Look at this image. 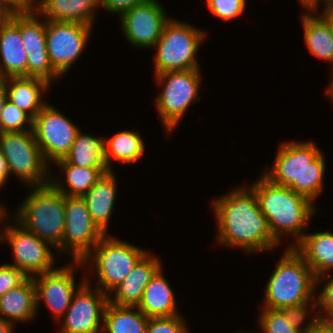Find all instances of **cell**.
Instances as JSON below:
<instances>
[{
  "label": "cell",
  "mask_w": 333,
  "mask_h": 333,
  "mask_svg": "<svg viewBox=\"0 0 333 333\" xmlns=\"http://www.w3.org/2000/svg\"><path fill=\"white\" fill-rule=\"evenodd\" d=\"M293 249L304 259L315 277L333 270V232L305 233Z\"/></svg>",
  "instance_id": "24"
},
{
  "label": "cell",
  "mask_w": 333,
  "mask_h": 333,
  "mask_svg": "<svg viewBox=\"0 0 333 333\" xmlns=\"http://www.w3.org/2000/svg\"><path fill=\"white\" fill-rule=\"evenodd\" d=\"M316 309H318V307H317V298L315 296L314 298L306 302L297 305L286 306L281 308L280 310L283 312V314L289 320V322L293 327L305 333L320 320L318 311L317 312L315 311ZM312 310H314L315 313L312 316V318H310V320H307L309 322H306L305 320L309 318V316L307 315H309L310 314L309 312Z\"/></svg>",
  "instance_id": "31"
},
{
  "label": "cell",
  "mask_w": 333,
  "mask_h": 333,
  "mask_svg": "<svg viewBox=\"0 0 333 333\" xmlns=\"http://www.w3.org/2000/svg\"><path fill=\"white\" fill-rule=\"evenodd\" d=\"M325 1L323 4L324 7L332 5L333 4V0H313L304 10L308 11V12H313V13H317V10L319 12V3Z\"/></svg>",
  "instance_id": "44"
},
{
  "label": "cell",
  "mask_w": 333,
  "mask_h": 333,
  "mask_svg": "<svg viewBox=\"0 0 333 333\" xmlns=\"http://www.w3.org/2000/svg\"><path fill=\"white\" fill-rule=\"evenodd\" d=\"M146 0H99V6L104 8L108 13L112 15H120L125 10H129L134 5L142 3Z\"/></svg>",
  "instance_id": "38"
},
{
  "label": "cell",
  "mask_w": 333,
  "mask_h": 333,
  "mask_svg": "<svg viewBox=\"0 0 333 333\" xmlns=\"http://www.w3.org/2000/svg\"><path fill=\"white\" fill-rule=\"evenodd\" d=\"M1 81L7 93V100L26 112L32 119L47 103L42 97L51 85L45 80L20 76L7 77Z\"/></svg>",
  "instance_id": "20"
},
{
  "label": "cell",
  "mask_w": 333,
  "mask_h": 333,
  "mask_svg": "<svg viewBox=\"0 0 333 333\" xmlns=\"http://www.w3.org/2000/svg\"><path fill=\"white\" fill-rule=\"evenodd\" d=\"M204 30L170 18L154 45V75L166 71L200 69L197 53L206 41Z\"/></svg>",
  "instance_id": "6"
},
{
  "label": "cell",
  "mask_w": 333,
  "mask_h": 333,
  "mask_svg": "<svg viewBox=\"0 0 333 333\" xmlns=\"http://www.w3.org/2000/svg\"><path fill=\"white\" fill-rule=\"evenodd\" d=\"M217 244L247 254L271 251L280 245L273 237L254 191L243 185L212 200Z\"/></svg>",
  "instance_id": "1"
},
{
  "label": "cell",
  "mask_w": 333,
  "mask_h": 333,
  "mask_svg": "<svg viewBox=\"0 0 333 333\" xmlns=\"http://www.w3.org/2000/svg\"><path fill=\"white\" fill-rule=\"evenodd\" d=\"M238 333H260V330H259V332H258V331H257V332H253V331H252V332H247V331H246V332H245V331H240V332H239V331H238Z\"/></svg>",
  "instance_id": "50"
},
{
  "label": "cell",
  "mask_w": 333,
  "mask_h": 333,
  "mask_svg": "<svg viewBox=\"0 0 333 333\" xmlns=\"http://www.w3.org/2000/svg\"><path fill=\"white\" fill-rule=\"evenodd\" d=\"M260 333H303L291 325L280 309L260 308Z\"/></svg>",
  "instance_id": "33"
},
{
  "label": "cell",
  "mask_w": 333,
  "mask_h": 333,
  "mask_svg": "<svg viewBox=\"0 0 333 333\" xmlns=\"http://www.w3.org/2000/svg\"><path fill=\"white\" fill-rule=\"evenodd\" d=\"M247 0H206L209 11L220 20L229 21L243 15Z\"/></svg>",
  "instance_id": "35"
},
{
  "label": "cell",
  "mask_w": 333,
  "mask_h": 333,
  "mask_svg": "<svg viewBox=\"0 0 333 333\" xmlns=\"http://www.w3.org/2000/svg\"><path fill=\"white\" fill-rule=\"evenodd\" d=\"M179 314L171 317H151L144 333H190L187 321Z\"/></svg>",
  "instance_id": "36"
},
{
  "label": "cell",
  "mask_w": 333,
  "mask_h": 333,
  "mask_svg": "<svg viewBox=\"0 0 333 333\" xmlns=\"http://www.w3.org/2000/svg\"><path fill=\"white\" fill-rule=\"evenodd\" d=\"M40 18V19H39ZM42 19V20H41ZM12 20L20 27L27 54V77L45 80L48 84L61 76L53 69L46 45V19L35 11H19Z\"/></svg>",
  "instance_id": "16"
},
{
  "label": "cell",
  "mask_w": 333,
  "mask_h": 333,
  "mask_svg": "<svg viewBox=\"0 0 333 333\" xmlns=\"http://www.w3.org/2000/svg\"><path fill=\"white\" fill-rule=\"evenodd\" d=\"M16 12L6 1L0 0V29L12 19Z\"/></svg>",
  "instance_id": "39"
},
{
  "label": "cell",
  "mask_w": 333,
  "mask_h": 333,
  "mask_svg": "<svg viewBox=\"0 0 333 333\" xmlns=\"http://www.w3.org/2000/svg\"><path fill=\"white\" fill-rule=\"evenodd\" d=\"M54 164L61 168L64 178L52 174L50 171L49 183L65 196L83 197L87 191L103 176L109 168H83L71 165L64 159L57 160Z\"/></svg>",
  "instance_id": "25"
},
{
  "label": "cell",
  "mask_w": 333,
  "mask_h": 333,
  "mask_svg": "<svg viewBox=\"0 0 333 333\" xmlns=\"http://www.w3.org/2000/svg\"><path fill=\"white\" fill-rule=\"evenodd\" d=\"M1 123L2 133L33 131V119L9 100L4 104Z\"/></svg>",
  "instance_id": "32"
},
{
  "label": "cell",
  "mask_w": 333,
  "mask_h": 333,
  "mask_svg": "<svg viewBox=\"0 0 333 333\" xmlns=\"http://www.w3.org/2000/svg\"><path fill=\"white\" fill-rule=\"evenodd\" d=\"M4 185H5V183L0 179V189H3ZM7 210H8L7 207L5 208V205H3V204L0 203V212L1 213H3V212H7L8 213Z\"/></svg>",
  "instance_id": "48"
},
{
  "label": "cell",
  "mask_w": 333,
  "mask_h": 333,
  "mask_svg": "<svg viewBox=\"0 0 333 333\" xmlns=\"http://www.w3.org/2000/svg\"><path fill=\"white\" fill-rule=\"evenodd\" d=\"M6 101H7V93L2 81L0 80V135L2 134L1 114Z\"/></svg>",
  "instance_id": "45"
},
{
  "label": "cell",
  "mask_w": 333,
  "mask_h": 333,
  "mask_svg": "<svg viewBox=\"0 0 333 333\" xmlns=\"http://www.w3.org/2000/svg\"><path fill=\"white\" fill-rule=\"evenodd\" d=\"M148 251L134 266L129 275L108 296L116 306L137 307L145 287L162 267L161 260ZM114 294V295H113ZM113 295V296H112Z\"/></svg>",
  "instance_id": "18"
},
{
  "label": "cell",
  "mask_w": 333,
  "mask_h": 333,
  "mask_svg": "<svg viewBox=\"0 0 333 333\" xmlns=\"http://www.w3.org/2000/svg\"><path fill=\"white\" fill-rule=\"evenodd\" d=\"M158 0H146L125 10L120 17L123 36L136 48L153 49L170 19Z\"/></svg>",
  "instance_id": "17"
},
{
  "label": "cell",
  "mask_w": 333,
  "mask_h": 333,
  "mask_svg": "<svg viewBox=\"0 0 333 333\" xmlns=\"http://www.w3.org/2000/svg\"><path fill=\"white\" fill-rule=\"evenodd\" d=\"M136 130H122L113 137L104 136L105 160L109 171H113V162L134 164L142 159L146 145Z\"/></svg>",
  "instance_id": "27"
},
{
  "label": "cell",
  "mask_w": 333,
  "mask_h": 333,
  "mask_svg": "<svg viewBox=\"0 0 333 333\" xmlns=\"http://www.w3.org/2000/svg\"><path fill=\"white\" fill-rule=\"evenodd\" d=\"M173 288L163 275V266L155 273L145 287L137 308L146 317H171L181 314L178 311Z\"/></svg>",
  "instance_id": "23"
},
{
  "label": "cell",
  "mask_w": 333,
  "mask_h": 333,
  "mask_svg": "<svg viewBox=\"0 0 333 333\" xmlns=\"http://www.w3.org/2000/svg\"><path fill=\"white\" fill-rule=\"evenodd\" d=\"M149 318L137 307L107 303L102 333H144Z\"/></svg>",
  "instance_id": "30"
},
{
  "label": "cell",
  "mask_w": 333,
  "mask_h": 333,
  "mask_svg": "<svg viewBox=\"0 0 333 333\" xmlns=\"http://www.w3.org/2000/svg\"><path fill=\"white\" fill-rule=\"evenodd\" d=\"M331 273L316 277V289L320 282H325L324 287L316 296L318 315L321 321L333 322V276ZM327 277V278H326ZM324 312V313H323Z\"/></svg>",
  "instance_id": "34"
},
{
  "label": "cell",
  "mask_w": 333,
  "mask_h": 333,
  "mask_svg": "<svg viewBox=\"0 0 333 333\" xmlns=\"http://www.w3.org/2000/svg\"><path fill=\"white\" fill-rule=\"evenodd\" d=\"M99 0H36L34 10L46 20L94 26ZM97 9V10H96Z\"/></svg>",
  "instance_id": "19"
},
{
  "label": "cell",
  "mask_w": 333,
  "mask_h": 333,
  "mask_svg": "<svg viewBox=\"0 0 333 333\" xmlns=\"http://www.w3.org/2000/svg\"><path fill=\"white\" fill-rule=\"evenodd\" d=\"M313 0H299L302 4L303 8L305 9Z\"/></svg>",
  "instance_id": "49"
},
{
  "label": "cell",
  "mask_w": 333,
  "mask_h": 333,
  "mask_svg": "<svg viewBox=\"0 0 333 333\" xmlns=\"http://www.w3.org/2000/svg\"><path fill=\"white\" fill-rule=\"evenodd\" d=\"M9 215L7 212L0 213V228L1 223L4 225L0 229V243L1 241L8 243L13 256V262L8 264L22 271L27 277L56 269L54 252L51 250L56 249L34 233L27 231ZM5 219L8 220L7 223Z\"/></svg>",
  "instance_id": "9"
},
{
  "label": "cell",
  "mask_w": 333,
  "mask_h": 333,
  "mask_svg": "<svg viewBox=\"0 0 333 333\" xmlns=\"http://www.w3.org/2000/svg\"><path fill=\"white\" fill-rule=\"evenodd\" d=\"M0 149L10 175L26 186H43L50 181L51 165L43 158L33 131L5 132L0 135Z\"/></svg>",
  "instance_id": "10"
},
{
  "label": "cell",
  "mask_w": 333,
  "mask_h": 333,
  "mask_svg": "<svg viewBox=\"0 0 333 333\" xmlns=\"http://www.w3.org/2000/svg\"><path fill=\"white\" fill-rule=\"evenodd\" d=\"M147 252L126 240L105 234L81 262L88 269L93 267L92 272H95L98 280L94 287L109 295Z\"/></svg>",
  "instance_id": "7"
},
{
  "label": "cell",
  "mask_w": 333,
  "mask_h": 333,
  "mask_svg": "<svg viewBox=\"0 0 333 333\" xmlns=\"http://www.w3.org/2000/svg\"><path fill=\"white\" fill-rule=\"evenodd\" d=\"M86 274L88 272H85L86 282L76 291L70 306L59 320L62 322L59 333H102L109 295L92 287V279Z\"/></svg>",
  "instance_id": "15"
},
{
  "label": "cell",
  "mask_w": 333,
  "mask_h": 333,
  "mask_svg": "<svg viewBox=\"0 0 333 333\" xmlns=\"http://www.w3.org/2000/svg\"><path fill=\"white\" fill-rule=\"evenodd\" d=\"M10 177V171L5 156L0 149V179L6 184Z\"/></svg>",
  "instance_id": "42"
},
{
  "label": "cell",
  "mask_w": 333,
  "mask_h": 333,
  "mask_svg": "<svg viewBox=\"0 0 333 333\" xmlns=\"http://www.w3.org/2000/svg\"><path fill=\"white\" fill-rule=\"evenodd\" d=\"M27 57L20 27L11 19L0 29V80L27 77Z\"/></svg>",
  "instance_id": "22"
},
{
  "label": "cell",
  "mask_w": 333,
  "mask_h": 333,
  "mask_svg": "<svg viewBox=\"0 0 333 333\" xmlns=\"http://www.w3.org/2000/svg\"><path fill=\"white\" fill-rule=\"evenodd\" d=\"M16 325L7 322L2 317H0V333H14V328Z\"/></svg>",
  "instance_id": "46"
},
{
  "label": "cell",
  "mask_w": 333,
  "mask_h": 333,
  "mask_svg": "<svg viewBox=\"0 0 333 333\" xmlns=\"http://www.w3.org/2000/svg\"><path fill=\"white\" fill-rule=\"evenodd\" d=\"M30 189L29 195L10 216L27 231L50 243L62 255L65 195L50 183Z\"/></svg>",
  "instance_id": "4"
},
{
  "label": "cell",
  "mask_w": 333,
  "mask_h": 333,
  "mask_svg": "<svg viewBox=\"0 0 333 333\" xmlns=\"http://www.w3.org/2000/svg\"><path fill=\"white\" fill-rule=\"evenodd\" d=\"M273 162L263 175L272 183L290 187L315 205L324 190L326 160L313 141L282 142Z\"/></svg>",
  "instance_id": "2"
},
{
  "label": "cell",
  "mask_w": 333,
  "mask_h": 333,
  "mask_svg": "<svg viewBox=\"0 0 333 333\" xmlns=\"http://www.w3.org/2000/svg\"><path fill=\"white\" fill-rule=\"evenodd\" d=\"M305 333H333V322L319 320L311 329Z\"/></svg>",
  "instance_id": "41"
},
{
  "label": "cell",
  "mask_w": 333,
  "mask_h": 333,
  "mask_svg": "<svg viewBox=\"0 0 333 333\" xmlns=\"http://www.w3.org/2000/svg\"><path fill=\"white\" fill-rule=\"evenodd\" d=\"M28 277L19 269L3 263L0 265V296H3L10 289L18 287Z\"/></svg>",
  "instance_id": "37"
},
{
  "label": "cell",
  "mask_w": 333,
  "mask_h": 333,
  "mask_svg": "<svg viewBox=\"0 0 333 333\" xmlns=\"http://www.w3.org/2000/svg\"><path fill=\"white\" fill-rule=\"evenodd\" d=\"M104 235L92 221L85 200L65 196L62 256L70 254L72 261H81Z\"/></svg>",
  "instance_id": "13"
},
{
  "label": "cell",
  "mask_w": 333,
  "mask_h": 333,
  "mask_svg": "<svg viewBox=\"0 0 333 333\" xmlns=\"http://www.w3.org/2000/svg\"><path fill=\"white\" fill-rule=\"evenodd\" d=\"M301 20L308 52L333 66V32L330 26L318 12L304 11ZM331 69L333 72V67Z\"/></svg>",
  "instance_id": "28"
},
{
  "label": "cell",
  "mask_w": 333,
  "mask_h": 333,
  "mask_svg": "<svg viewBox=\"0 0 333 333\" xmlns=\"http://www.w3.org/2000/svg\"><path fill=\"white\" fill-rule=\"evenodd\" d=\"M104 137L77 133L64 160L83 168H108L105 160Z\"/></svg>",
  "instance_id": "29"
},
{
  "label": "cell",
  "mask_w": 333,
  "mask_h": 333,
  "mask_svg": "<svg viewBox=\"0 0 333 333\" xmlns=\"http://www.w3.org/2000/svg\"><path fill=\"white\" fill-rule=\"evenodd\" d=\"M332 74H333V72H332ZM331 80L332 81H330V83H329V85L327 86V88H326V96H328L329 98L328 99H330V101L332 102V104H333V75H332V78H331Z\"/></svg>",
  "instance_id": "47"
},
{
  "label": "cell",
  "mask_w": 333,
  "mask_h": 333,
  "mask_svg": "<svg viewBox=\"0 0 333 333\" xmlns=\"http://www.w3.org/2000/svg\"><path fill=\"white\" fill-rule=\"evenodd\" d=\"M74 263V264H73ZM57 267L53 271L45 272L33 276V282L36 291L37 312L41 301L55 318L61 320L66 310L71 304L72 298L76 291L86 282L84 275L79 284L74 279L75 268L78 270L84 266L81 261H73Z\"/></svg>",
  "instance_id": "14"
},
{
  "label": "cell",
  "mask_w": 333,
  "mask_h": 333,
  "mask_svg": "<svg viewBox=\"0 0 333 333\" xmlns=\"http://www.w3.org/2000/svg\"><path fill=\"white\" fill-rule=\"evenodd\" d=\"M283 253L265 285L261 308L281 309L315 297L316 277L310 267L293 248Z\"/></svg>",
  "instance_id": "5"
},
{
  "label": "cell",
  "mask_w": 333,
  "mask_h": 333,
  "mask_svg": "<svg viewBox=\"0 0 333 333\" xmlns=\"http://www.w3.org/2000/svg\"><path fill=\"white\" fill-rule=\"evenodd\" d=\"M36 291L32 277L0 296V317L16 325L36 319Z\"/></svg>",
  "instance_id": "26"
},
{
  "label": "cell",
  "mask_w": 333,
  "mask_h": 333,
  "mask_svg": "<svg viewBox=\"0 0 333 333\" xmlns=\"http://www.w3.org/2000/svg\"><path fill=\"white\" fill-rule=\"evenodd\" d=\"M261 177L249 187L254 191L261 212L267 219L274 239L280 244L285 236H293L296 243L286 248H293L303 237L317 208L308 199L297 194L290 187L277 185ZM285 235V236H284Z\"/></svg>",
  "instance_id": "3"
},
{
  "label": "cell",
  "mask_w": 333,
  "mask_h": 333,
  "mask_svg": "<svg viewBox=\"0 0 333 333\" xmlns=\"http://www.w3.org/2000/svg\"><path fill=\"white\" fill-rule=\"evenodd\" d=\"M115 176L114 171L104 173L82 197L86 202L92 221L104 234H109V220L117 197L118 180Z\"/></svg>",
  "instance_id": "21"
},
{
  "label": "cell",
  "mask_w": 333,
  "mask_h": 333,
  "mask_svg": "<svg viewBox=\"0 0 333 333\" xmlns=\"http://www.w3.org/2000/svg\"><path fill=\"white\" fill-rule=\"evenodd\" d=\"M80 130L72 120L48 103L33 119L36 142L49 165L65 158Z\"/></svg>",
  "instance_id": "11"
},
{
  "label": "cell",
  "mask_w": 333,
  "mask_h": 333,
  "mask_svg": "<svg viewBox=\"0 0 333 333\" xmlns=\"http://www.w3.org/2000/svg\"><path fill=\"white\" fill-rule=\"evenodd\" d=\"M92 28L77 22L46 20L48 57L53 69L61 77L86 49Z\"/></svg>",
  "instance_id": "12"
},
{
  "label": "cell",
  "mask_w": 333,
  "mask_h": 333,
  "mask_svg": "<svg viewBox=\"0 0 333 333\" xmlns=\"http://www.w3.org/2000/svg\"><path fill=\"white\" fill-rule=\"evenodd\" d=\"M17 12L32 11L35 8L36 0H4Z\"/></svg>",
  "instance_id": "40"
},
{
  "label": "cell",
  "mask_w": 333,
  "mask_h": 333,
  "mask_svg": "<svg viewBox=\"0 0 333 333\" xmlns=\"http://www.w3.org/2000/svg\"><path fill=\"white\" fill-rule=\"evenodd\" d=\"M199 69L166 71L155 74L154 78L162 89L155 101L156 110L167 135L178 127L191 103L200 101L198 97L201 74ZM164 86V87H163Z\"/></svg>",
  "instance_id": "8"
},
{
  "label": "cell",
  "mask_w": 333,
  "mask_h": 333,
  "mask_svg": "<svg viewBox=\"0 0 333 333\" xmlns=\"http://www.w3.org/2000/svg\"><path fill=\"white\" fill-rule=\"evenodd\" d=\"M319 14L327 22V24L330 26V29L333 32V4L323 7V9L321 10V12H319Z\"/></svg>",
  "instance_id": "43"
}]
</instances>
